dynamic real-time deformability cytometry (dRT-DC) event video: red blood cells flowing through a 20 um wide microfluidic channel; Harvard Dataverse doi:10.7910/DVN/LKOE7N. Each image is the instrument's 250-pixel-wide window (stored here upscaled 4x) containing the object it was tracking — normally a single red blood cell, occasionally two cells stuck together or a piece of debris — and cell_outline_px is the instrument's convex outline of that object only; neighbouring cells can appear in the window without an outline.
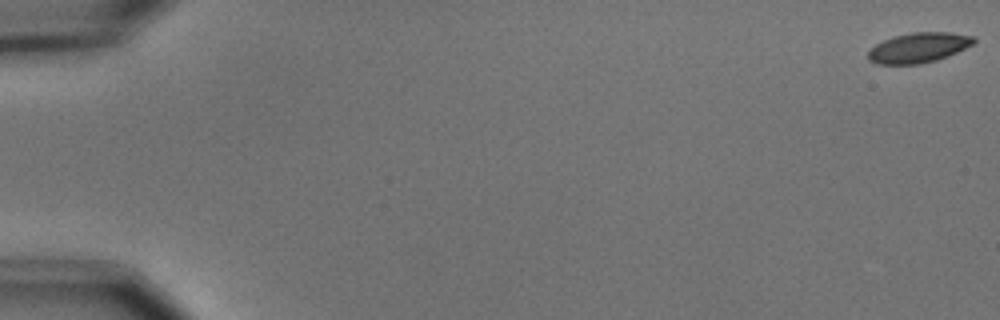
{"species": "common noctule bat (a hibernating species)", "species_latin": "Nyctalus noctula", "temperature_condition": "cold", "stored_images_in_passage": 56, "camera_frame_rate_fps": 3000, "um_per_image_px": 0.085, "animal": {"sex": "male", "body_mass_g": 15.6}, "frame": {"image": 1, "passage_image": 1, "time_ms": 0.0, "image_size_px": [1000, 320], "cell_outline_px": [[976, 40], [972, 44], [948, 56], [936, 60], [920, 64], [876, 64], [868, 60], [868, 52], [876, 44], [884, 40], [896, 36], [912, 32], [948, 32], [972, 36]], "centroid_in_image_um": [78.06, 4.06], "position_along_channel_um": 6.9, "area_um2": 18.26}}
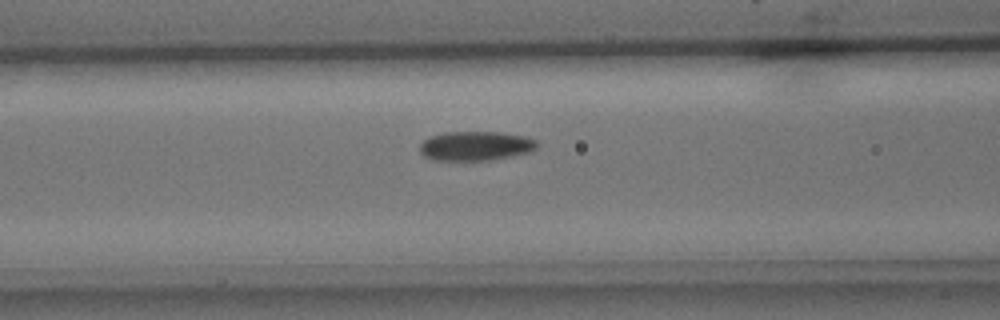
{"frame": {"image": 2, "passage_image": 24, "time_ms": 7.667, "image_size_px": [1000, 320], "cell_outline_px": [[540, 144], [536, 148], [528, 152], [512, 156], [488, 160], [432, 160], [424, 156], [420, 152], [420, 144], [428, 136], [444, 132], [500, 132], [524, 136], [536, 140]], "centroid_in_image_um": [40.41, 12.4], "position_along_channel_um": 126.2, "area_um2": 20.11}}
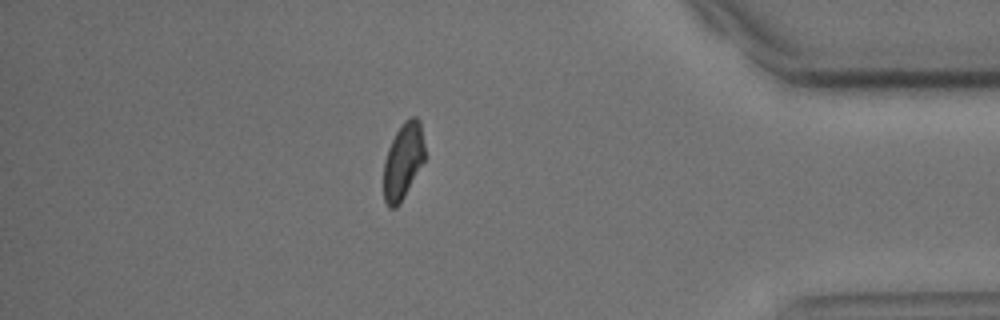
{"frame": {"image": 3, "passage_image": 49, "time_ms": 16.0, "image_size_px": [1000, 320], "cell_outline_px": [[424, 160], [404, 196], [396, 208], [388, 208], [384, 200], [384, 160], [388, 148], [396, 132], [404, 120], [412, 116], [416, 116], [420, 120], [424, 144]], "centroid_in_image_um": [34.25, 13.67], "position_along_channel_um": 400.9, "area_um2": 18.09}, "authors_computed_cell_mechanics": {"area_um2": 19.2185, "velocity_mm_per_s": 3.6757, "shape_relaxation_time_tau1_ms": 3.9266, "shape_relaxation_time_tau2_ms": 7.4567, "deformation_change_tau1": 0.0978, "deformation_change_tau2": 0.1122}}